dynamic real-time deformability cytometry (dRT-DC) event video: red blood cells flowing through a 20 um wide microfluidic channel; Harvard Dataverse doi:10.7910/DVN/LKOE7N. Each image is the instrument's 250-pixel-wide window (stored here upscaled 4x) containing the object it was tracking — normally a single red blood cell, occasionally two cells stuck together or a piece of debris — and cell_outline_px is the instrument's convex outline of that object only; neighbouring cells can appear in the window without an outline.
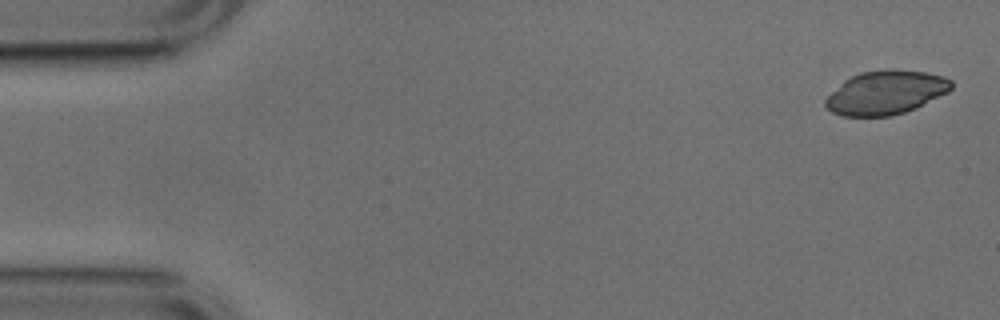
{"species": "common noctule bat (a hibernating species)", "species_latin": "Nyctalus noctula", "temperature_condition": "cold", "stored_images_in_passage": 3, "camera_frame_rate_fps": 3000, "um_per_image_px": 0.085, "animal": {"sex": "male", "body_mass_g": 17.9, "forearm_length_mm": 54.2}, "frame": {"image": 1, "passage_image": 1, "time_ms": 0.0, "image_size_px": [1000, 320], "cell_outline_px": [[952, 88], [948, 92], [916, 108], [904, 112], [888, 116], [844, 116], [832, 112], [824, 104], [824, 100], [844, 80], [860, 72], [888, 68], [892, 68], [924, 72], [944, 76], [952, 80]], "centroid_in_image_um": [75.31, 7.85], "position_along_channel_um": 9.7, "area_um2": 32.14}}